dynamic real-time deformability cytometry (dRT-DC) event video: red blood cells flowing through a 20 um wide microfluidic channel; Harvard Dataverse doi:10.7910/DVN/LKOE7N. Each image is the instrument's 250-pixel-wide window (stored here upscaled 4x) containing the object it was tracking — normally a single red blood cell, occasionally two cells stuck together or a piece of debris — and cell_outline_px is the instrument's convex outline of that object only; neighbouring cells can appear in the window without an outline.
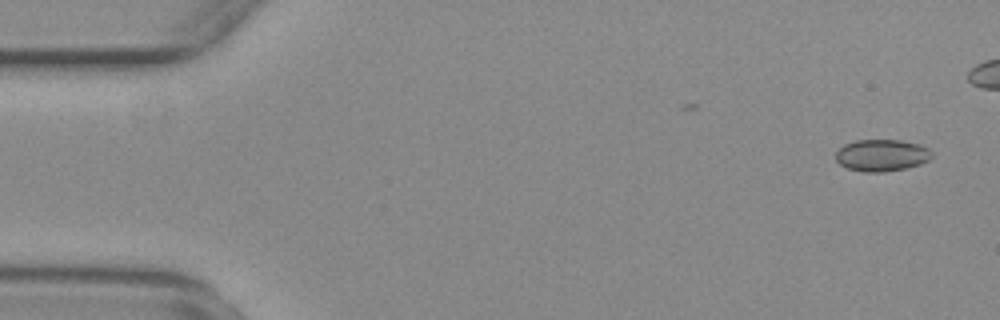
{"species": "common noctule bat (a hibernating species)", "species_latin": "Nyctalus noctula", "temperature_condition": "warm", "stored_images_in_passage": 48, "camera_frame_rate_fps": 3000, "um_per_image_px": 0.085, "animal": {"sex": "female", "body_mass_g": 29.2, "forearm_length_mm": 56.3}, "frame": {"image": 1, "passage_image": 3, "time_ms": 0.667, "image_size_px": [1000, 320], "cell_outline_px": [[932, 156], [928, 160], [920, 164], [904, 168], [884, 172], [864, 172], [848, 168], [840, 164], [836, 160], [836, 152], [844, 144], [856, 140], [900, 140], [920, 144], [928, 148], [932, 152]], "centroid_in_image_um": [74.95, 13.19], "position_along_channel_um": 10.1, "area_um2": 17.8}}
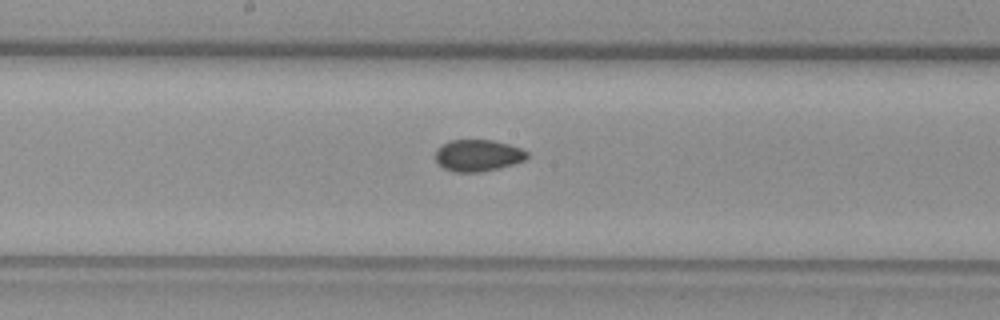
{"frame": {"image": 2, "passage_image": 29, "time_ms": 9.333, "image_size_px": [1000, 320], "cell_outline_px": [[528, 156], [524, 160], [500, 168], [480, 172], [452, 172], [444, 168], [436, 160], [436, 148], [440, 144], [452, 140], [492, 140], [508, 144], [520, 148], [528, 152]], "centroid_in_image_um": [40.6, 13.21], "position_along_channel_um": 207.6, "area_um2": 16.94}}
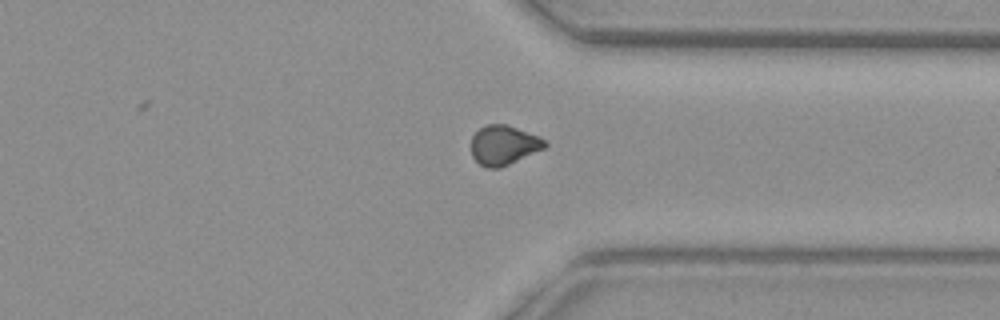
{"frame": {"image": 3, "passage_image": 42, "time_ms": 13.667, "image_size_px": [1000, 320], "cell_outline_px": [[548, 144], [544, 148], [500, 168], [484, 168], [472, 156], [472, 136], [480, 128], [488, 124], [508, 124], [540, 136]], "centroid_in_image_um": [42.82, 12.33], "position_along_channel_um": 368.6, "area_um2": 16.94}}